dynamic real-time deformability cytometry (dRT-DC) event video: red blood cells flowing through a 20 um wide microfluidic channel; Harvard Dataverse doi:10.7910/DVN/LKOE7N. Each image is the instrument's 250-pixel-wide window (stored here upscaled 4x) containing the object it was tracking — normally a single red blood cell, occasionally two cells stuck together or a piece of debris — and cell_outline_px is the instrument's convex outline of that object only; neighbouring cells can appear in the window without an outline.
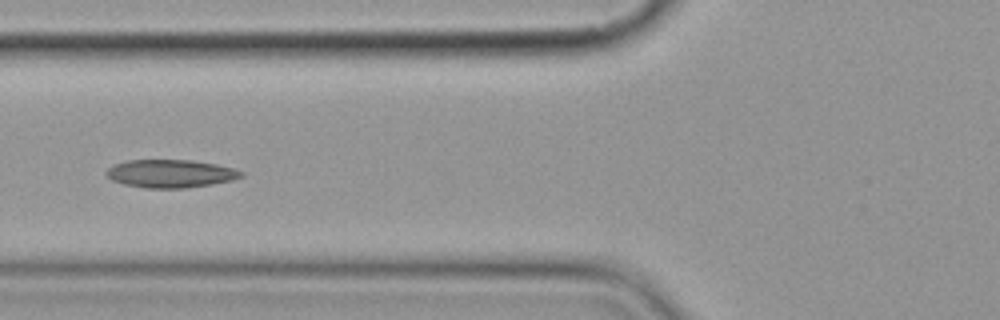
{"species": "common noctule bat (a hibernating species)", "species_latin": "Nyctalus noctula", "temperature_condition": "cold", "stored_images_in_passage": 14, "camera_frame_rate_fps": 3000, "um_per_image_px": 0.085, "animal": {"sex": "female", "body_mass_g": 19.9}, "frame": {"image": 1, "passage_image": 5, "time_ms": 5.667, "image_size_px": [1000, 320], "cell_outline_px": [[244, 176], [232, 180], [212, 184], [184, 188], [144, 188], [124, 184], [112, 180], [104, 172], [112, 164], [128, 160], [192, 160], [216, 164], [232, 168], [244, 172]], "centroid_in_image_um": [14.48, 14.75], "position_along_channel_um": 111.3, "area_um2": 22.08}}
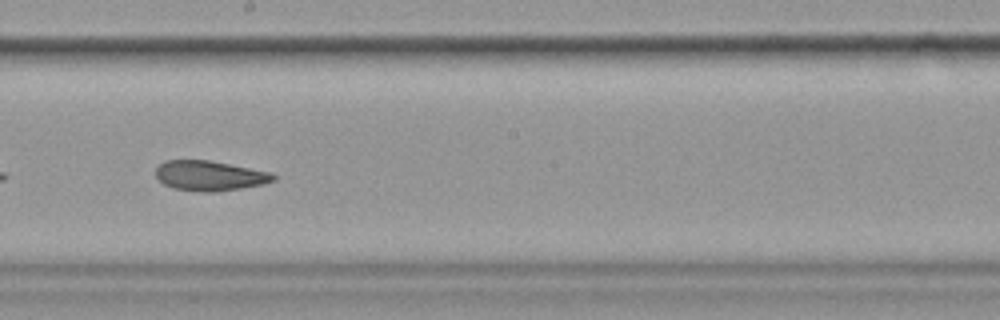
{"frame": {"image": 2, "passage_image": 8, "time_ms": 9.0, "image_size_px": [1000, 320], "cell_outline_px": [[276, 180], [264, 184], [216, 192], [204, 192], [172, 188], [164, 184], [156, 176], [156, 168], [164, 160], [208, 160], [272, 172], [276, 176]], "centroid_in_image_um": [17.84, 14.94], "position_along_channel_um": 230.4, "area_um2": 20.58}}
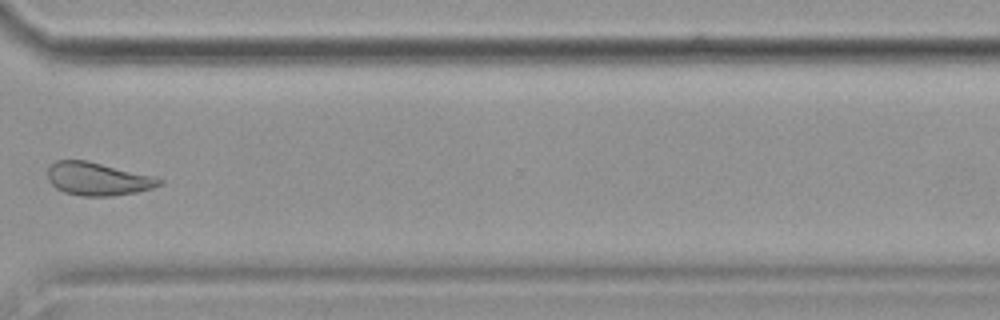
{"frame": {"image": 3, "passage_image": 11, "time_ms": 12.667, "image_size_px": [1000, 320], "cell_outline_px": [[164, 184], [152, 188], [136, 192], [112, 196], [80, 196], [64, 192], [56, 188], [48, 180], [48, 168], [56, 160], [88, 160], [156, 176], [164, 180]], "centroid_in_image_um": [8.35, 15.2], "position_along_channel_um": 362.2, "area_um2": 21.79}, "authors_computed_cell_mechanics": {"area_um2": 22.0507, "velocity_mm_per_s": 3.5769, "shape_relaxation_time_tau1_ms": null, "shape_relaxation_time_tau2_ms": 3.1316, "deformation_change_tau1": null, "deformation_change_tau2": 0.0763}}